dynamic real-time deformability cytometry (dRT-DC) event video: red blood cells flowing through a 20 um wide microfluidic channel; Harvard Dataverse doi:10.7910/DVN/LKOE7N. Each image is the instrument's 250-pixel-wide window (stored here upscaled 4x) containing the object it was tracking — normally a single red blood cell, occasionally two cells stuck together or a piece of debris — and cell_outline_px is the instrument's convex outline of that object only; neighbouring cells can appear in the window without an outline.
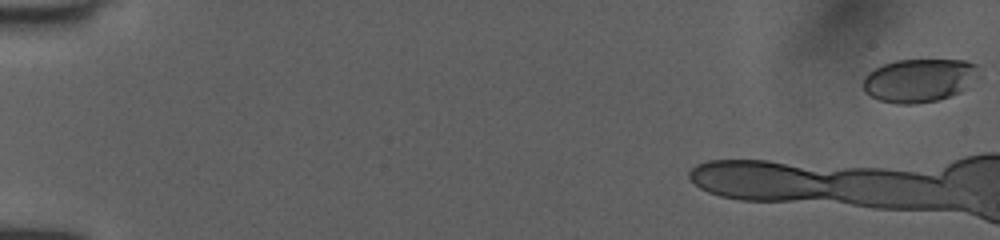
{"species": "human", "species_latin": "Homo sapiens", "temperature_condition": "room temperature", "stored_images_in_passage": 5, "camera_frame_rate_fps": 3000, "um_per_image_px": 0.085, "donor": {"sex": "female"}, "frame": {"image": 1, "passage_image": 1, "time_ms": 0.0, "image_size_px": [1000, 240], "cell_outline_px": [[976, 64], [960, 92], [936, 100], [912, 104], [896, 104], [880, 100], [872, 96], [864, 88], [864, 80], [868, 72], [884, 64], [896, 60], [964, 60]], "centroid_in_image_um": [77.99, 6.83], "position_along_channel_um": 7.0, "area_um2": 27.86}}